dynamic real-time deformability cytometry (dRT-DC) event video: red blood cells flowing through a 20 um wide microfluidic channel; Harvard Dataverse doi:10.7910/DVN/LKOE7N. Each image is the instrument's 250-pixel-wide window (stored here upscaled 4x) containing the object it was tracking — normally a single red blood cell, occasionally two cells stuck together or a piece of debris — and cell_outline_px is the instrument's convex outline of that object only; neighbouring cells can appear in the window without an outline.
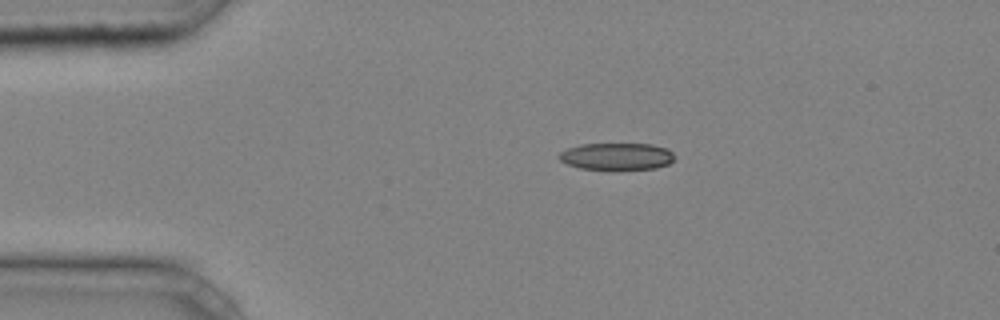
{"species": "common noctule bat (a hibernating species)", "species_latin": "Nyctalus noctula", "temperature_condition": "cold", "stored_images_in_passage": 38, "camera_frame_rate_fps": 3000, "um_per_image_px": 0.085, "animal": {"sex": "male", "body_mass_g": 20.4}, "frame": {"image": 1, "passage_image": 1, "time_ms": 0.0, "image_size_px": [1000, 320], "cell_outline_px": [[676, 156], [668, 164], [656, 168], [616, 172], [608, 172], [580, 168], [568, 164], [560, 160], [556, 156], [560, 152], [568, 148], [580, 144], [652, 144], [668, 148]], "centroid_in_image_um": [52.42, 13.34], "position_along_channel_um": 32.6, "area_um2": 19.07}}
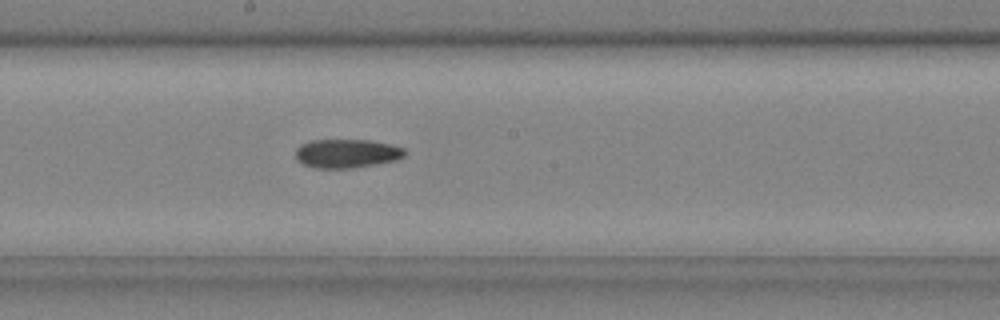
{"frame": {"image": 2, "passage_image": 17, "time_ms": 5.333, "image_size_px": [1000, 320], "cell_outline_px": [[404, 156], [396, 160], [376, 164], [352, 168], [316, 168], [304, 164], [296, 160], [296, 148], [300, 144], [312, 140], [368, 140], [392, 144], [404, 148]], "centroid_in_image_um": [29.46, 13.04], "position_along_channel_um": 218.7, "area_um2": 18.32}}
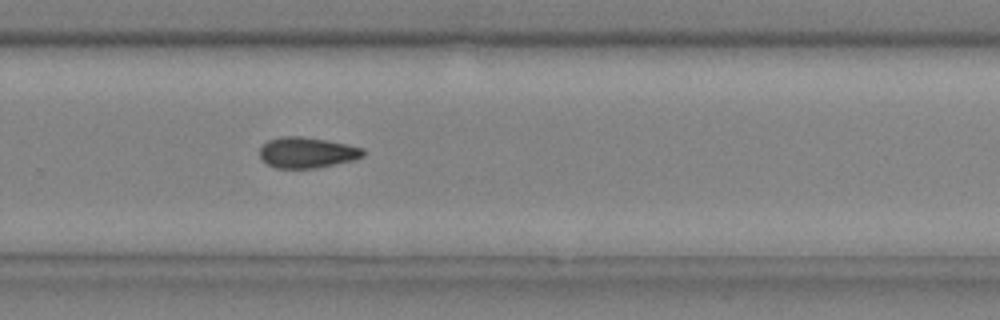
{"frame": {"image": 3, "passage_image": 23, "time_ms": 7.333, "image_size_px": [1000, 320], "cell_outline_px": [[364, 156], [352, 160], [316, 168], [276, 168], [268, 164], [260, 156], [260, 148], [268, 140], [280, 136], [300, 136], [348, 144], [364, 148]], "centroid_in_image_um": [26.1, 12.96], "position_along_channel_um": 303.7, "area_um2": 18.38}}